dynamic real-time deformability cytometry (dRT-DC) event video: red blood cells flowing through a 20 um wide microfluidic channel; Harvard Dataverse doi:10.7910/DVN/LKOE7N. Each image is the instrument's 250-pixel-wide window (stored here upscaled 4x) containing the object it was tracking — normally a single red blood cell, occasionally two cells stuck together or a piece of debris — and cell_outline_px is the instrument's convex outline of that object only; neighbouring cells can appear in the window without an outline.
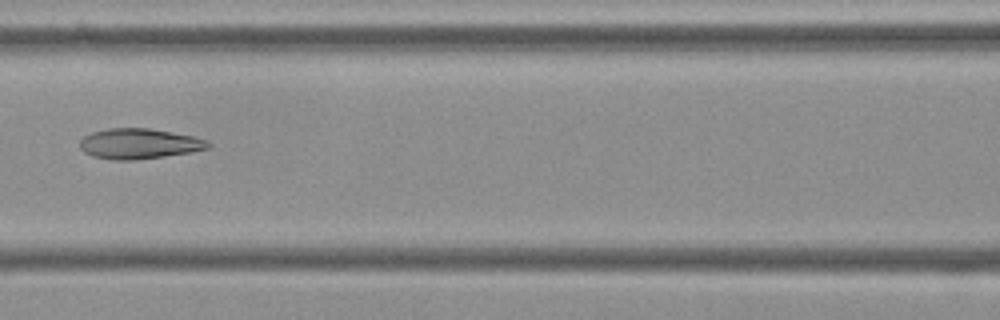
{"species": "Egyptian fruit bat (a non-hibernating species)", "species_latin": "Rousettus aegyptiacus", "temperature_condition": "cold", "stored_images_in_passage": 9, "camera_frame_rate_fps": 3000, "um_per_image_px": 0.085, "frame": {"image": 1, "passage_image": 7, "time_ms": 2.0, "image_size_px": [1000, 320], "cell_outline_px": [[212, 144], [208, 148], [192, 152], [136, 160], [112, 160], [92, 156], [84, 152], [80, 148], [80, 140], [84, 136], [92, 132], [108, 128], [152, 128], [192, 136], [208, 140]], "centroid_in_image_um": [11.82, 12.21], "position_along_channel_um": 154.8, "area_um2": 22.83}}
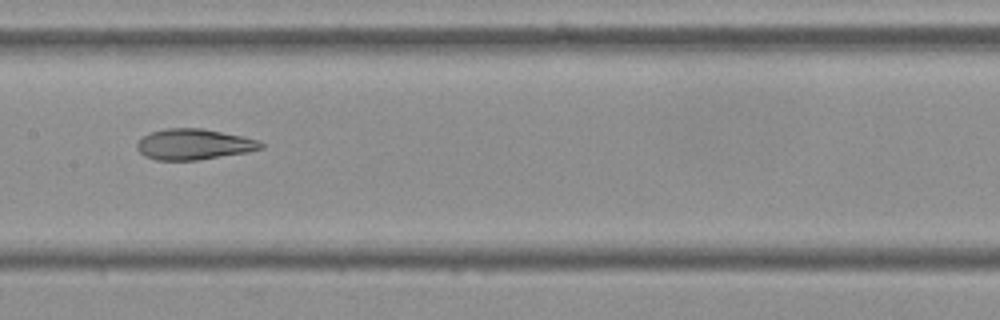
{"frame": {"image": 2, "passage_image": 8, "time_ms": 2.333, "image_size_px": [1000, 320], "cell_outline_px": [[264, 148], [248, 152], [196, 160], [156, 160], [144, 156], [136, 148], [136, 144], [144, 136], [152, 132], [164, 128], [204, 128], [244, 136], [260, 140], [264, 144]], "centroid_in_image_um": [16.51, 12.26], "position_along_channel_um": 190.9, "area_um2": 22.37}}
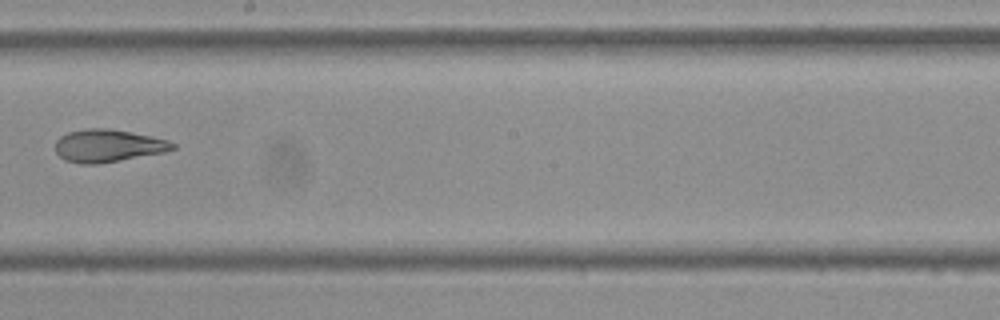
{"frame": {"image": 3, "passage_image": 9, "time_ms": 2.667, "image_size_px": [1000, 320], "cell_outline_px": [[176, 148], [164, 152], [120, 160], [96, 164], [80, 164], [64, 160], [56, 152], [56, 140], [60, 136], [68, 132], [84, 128], [108, 128], [132, 132], [152, 136], [168, 140], [176, 144]], "centroid_in_image_um": [9.17, 12.38], "position_along_channel_um": 239.0, "area_um2": 22.37}}